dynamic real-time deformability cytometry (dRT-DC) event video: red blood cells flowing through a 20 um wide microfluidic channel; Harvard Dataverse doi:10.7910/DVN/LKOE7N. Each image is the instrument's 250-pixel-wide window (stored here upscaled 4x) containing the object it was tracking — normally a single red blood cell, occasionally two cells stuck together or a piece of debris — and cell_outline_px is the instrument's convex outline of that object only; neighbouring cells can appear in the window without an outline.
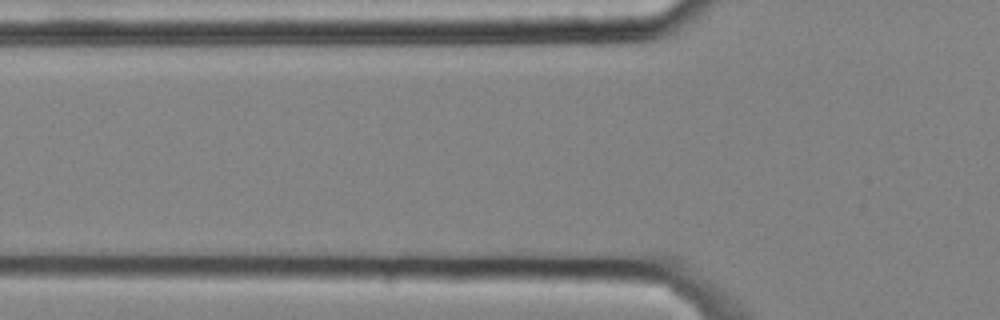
{"species": "common noctule bat (a hibernating species)", "species_latin": "Nyctalus noctula", "temperature_condition": "cold", "stored_images_in_passage": 3, "camera_frame_rate_fps": 3000, "um_per_image_px": 0.085, "animal": {"sex": "male", "body_mass_g": 20.4}, "frame": {"image": 1, "passage_image": 2, "time_ms": 0.333, "image_size_px": [1000, 320], "cell_outline_px": [[608, 236], [568, 240], [468, 240], [456, 236], [456, 232], [464, 228], [580, 228], [600, 232]], "centroid_in_image_um": [44.8, 19.89], "position_along_channel_um": 81.0, "area_um2": 11.68}}